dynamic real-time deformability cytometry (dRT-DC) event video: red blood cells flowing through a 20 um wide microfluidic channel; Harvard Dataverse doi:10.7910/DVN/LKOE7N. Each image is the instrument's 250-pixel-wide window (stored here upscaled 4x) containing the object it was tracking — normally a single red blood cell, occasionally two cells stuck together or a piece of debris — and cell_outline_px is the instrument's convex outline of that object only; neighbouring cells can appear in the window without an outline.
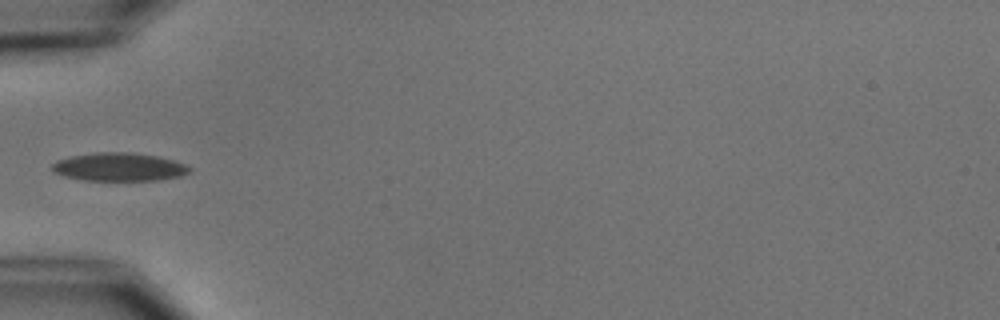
{"species": "common noctule bat (a hibernating species)", "species_latin": "Nyctalus noctula", "temperature_condition": "cold", "stored_images_in_passage": 6, "camera_frame_rate_fps": 3000, "um_per_image_px": 0.085, "animal": {"sex": "male", "body_mass_g": 15.6}, "frame": {"image": 1, "passage_image": 5, "time_ms": 5.0, "image_size_px": [1000, 320], "cell_outline_px": [[192, 168], [188, 172], [180, 176], [160, 180], [84, 180], [64, 176], [56, 172], [52, 168], [52, 164], [56, 160], [72, 156], [100, 152], [124, 152], [156, 156], [172, 160], [184, 164]], "centroid_in_image_um": [10.12, 14.19], "position_along_channel_um": 74.9, "area_um2": 22.25}}